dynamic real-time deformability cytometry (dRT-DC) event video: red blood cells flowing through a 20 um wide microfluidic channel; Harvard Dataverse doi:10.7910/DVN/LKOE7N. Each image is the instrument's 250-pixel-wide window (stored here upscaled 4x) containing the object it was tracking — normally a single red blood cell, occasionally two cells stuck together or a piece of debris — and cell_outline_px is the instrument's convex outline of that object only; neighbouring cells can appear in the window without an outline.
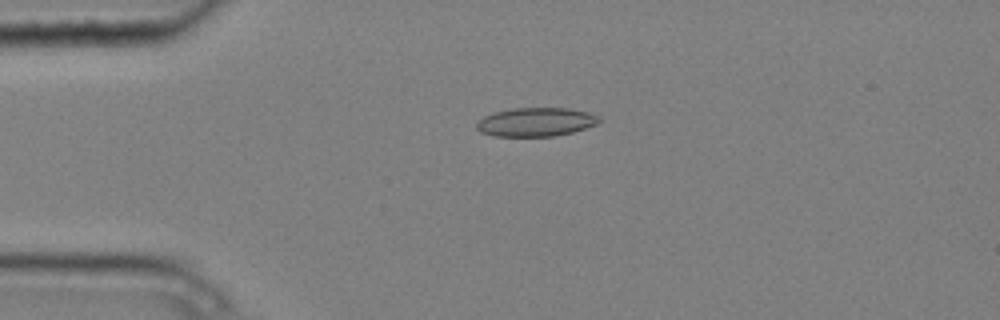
{"species": "common noctule bat (a hibernating species)", "species_latin": "Nyctalus noctula", "temperature_condition": "cold", "stored_images_in_passage": 5, "camera_frame_rate_fps": 3000, "um_per_image_px": 0.085, "animal": {"sex": "male", "body_mass_g": 20.4}, "frame": {"image": 1, "passage_image": 4, "time_ms": 1.0, "image_size_px": [1000, 320], "cell_outline_px": [[600, 120], [596, 124], [572, 132], [556, 136], [492, 136], [480, 132], [476, 128], [476, 120], [484, 116], [496, 112], [512, 108], [568, 108], [588, 112], [600, 116]], "centroid_in_image_um": [45.51, 10.37], "position_along_channel_um": 39.5, "area_um2": 20.58}}